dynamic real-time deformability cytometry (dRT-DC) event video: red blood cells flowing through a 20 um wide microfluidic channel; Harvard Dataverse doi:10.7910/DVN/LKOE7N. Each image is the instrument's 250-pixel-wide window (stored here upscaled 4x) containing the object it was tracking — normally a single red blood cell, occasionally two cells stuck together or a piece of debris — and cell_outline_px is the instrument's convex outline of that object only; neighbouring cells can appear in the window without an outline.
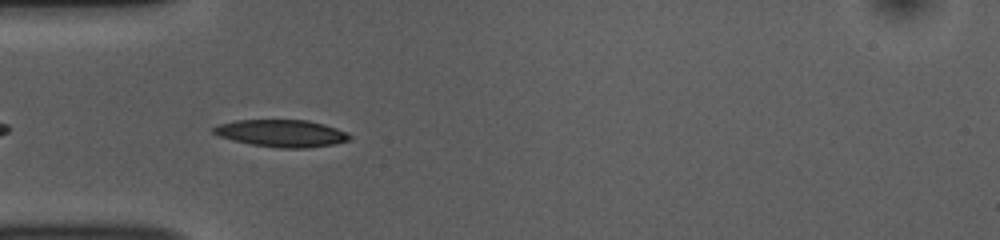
{"species": "common noctule bat (a hibernating species)", "species_latin": "Nyctalus noctula", "temperature_condition": "room temperature", "stored_images_in_passage": 12, "camera_frame_rate_fps": 3000, "um_per_image_px": 0.085, "animal": {"sex": "female", "body_mass_g": 10.0, "forearm_length_mm": 53.1}, "frame": {"image": 1, "passage_image": 3, "time_ms": 0.667, "image_size_px": [1000, 240], "cell_outline_px": [[352, 136], [348, 140], [332, 144], [308, 148], [280, 148], [252, 144], [232, 140], [220, 136], [212, 132], [212, 128], [220, 124], [236, 120], [308, 120], [324, 124], [348, 132]], "centroid_in_image_um": [23.95, 11.32], "position_along_channel_um": 61.1, "area_um2": 21.44}}
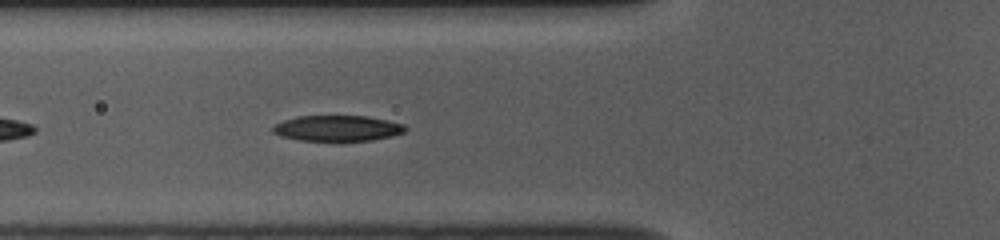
{"frame": {"image": 2, "passage_image": 6, "time_ms": 1.667, "image_size_px": [1000, 240], "cell_outline_px": [[408, 128], [404, 132], [392, 136], [372, 140], [296, 140], [280, 136], [272, 132], [272, 128], [276, 124], [284, 120], [296, 116], [368, 116], [404, 124]], "centroid_in_image_um": [28.68, 10.89], "position_along_channel_um": 97.1, "area_um2": 19.77}}
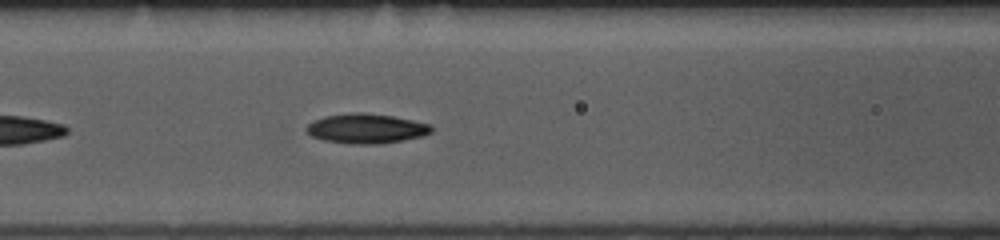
{"frame": {"image": 3, "passage_image": 9, "time_ms": 2.667, "image_size_px": [1000, 240], "cell_outline_px": [[432, 132], [420, 136], [380, 144], [352, 144], [324, 140], [312, 136], [304, 132], [304, 128], [312, 120], [324, 116], [356, 112], [360, 112], [392, 116], [432, 124]], "centroid_in_image_um": [31.08, 10.92], "position_along_channel_um": 135.5, "area_um2": 21.62}}